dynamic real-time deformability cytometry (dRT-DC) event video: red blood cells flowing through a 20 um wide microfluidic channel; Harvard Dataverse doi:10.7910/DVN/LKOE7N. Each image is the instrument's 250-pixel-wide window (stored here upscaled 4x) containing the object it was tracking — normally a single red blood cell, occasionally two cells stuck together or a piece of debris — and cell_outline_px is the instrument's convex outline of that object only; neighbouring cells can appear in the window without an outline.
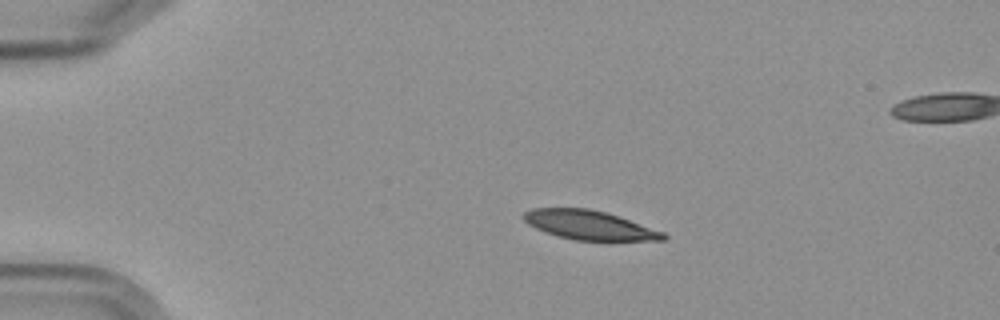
{"species": "Egyptian fruit bat (a non-hibernating species)", "species_latin": "Rousettus aegyptiacus", "temperature_condition": "cold", "stored_images_in_passage": 10, "camera_frame_rate_fps": 3000, "um_per_image_px": 0.085, "frame": {"image": 1, "passage_image": 2, "time_ms": 1.333, "image_size_px": [1000, 320], "cell_outline_px": [[668, 236], [664, 240], [576, 240], [560, 236], [536, 228], [528, 224], [520, 216], [524, 212], [532, 208], [588, 208], [608, 212], [620, 216], [664, 232]], "centroid_in_image_um": [50.1, 19.11], "position_along_channel_um": 34.9, "area_um2": 23.64}}
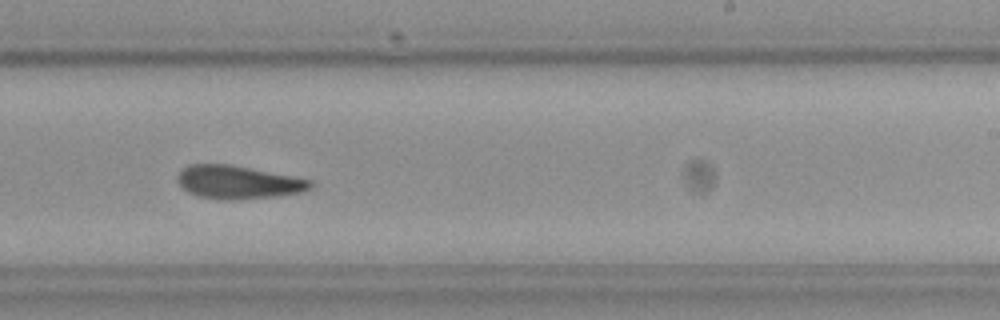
{"frame": {"image": 2, "passage_image": 9, "time_ms": 9.333, "image_size_px": [1000, 320], "cell_outline_px": [[312, 188], [300, 192], [276, 196], [232, 200], [220, 200], [196, 196], [188, 192], [176, 180], [176, 176], [180, 168], [188, 164], [228, 164], [292, 176], [312, 180]], "centroid_in_image_um": [20.17, 15.49], "position_along_channel_um": 268.8, "area_um2": 25.78}}
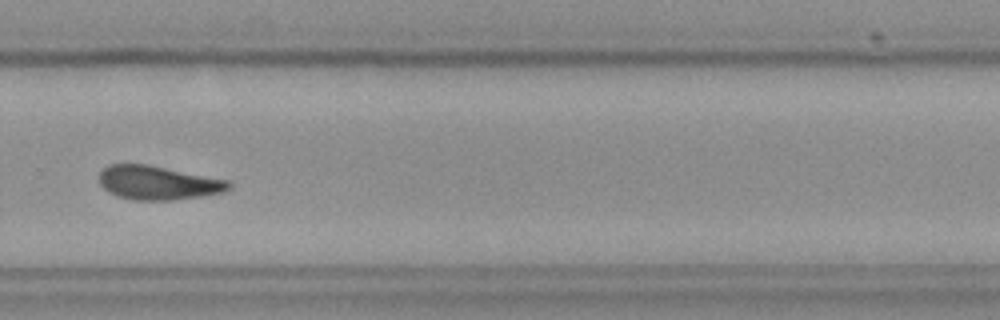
{"frame": {"image": 3, "passage_image": 10, "time_ms": 10.667, "image_size_px": [1000, 320], "cell_outline_px": [[232, 188], [224, 192], [204, 196], [172, 200], [132, 200], [116, 196], [108, 192], [100, 184], [100, 172], [108, 164], [148, 164], [228, 180], [232, 184]], "centroid_in_image_um": [13.45, 15.54], "position_along_channel_um": 316.4, "area_um2": 25.78}}